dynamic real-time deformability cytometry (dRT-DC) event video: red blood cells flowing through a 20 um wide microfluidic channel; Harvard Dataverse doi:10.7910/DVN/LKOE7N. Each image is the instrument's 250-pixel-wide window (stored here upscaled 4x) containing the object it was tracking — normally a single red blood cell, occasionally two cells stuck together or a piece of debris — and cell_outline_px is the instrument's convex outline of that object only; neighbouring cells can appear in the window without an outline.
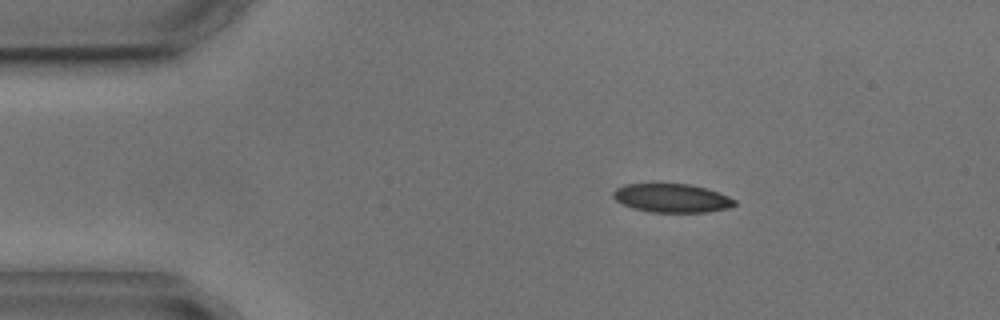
{"species": "common noctule bat (a hibernating species)", "species_latin": "Nyctalus noctula", "temperature_condition": "cold", "stored_images_in_passage": 5, "camera_frame_rate_fps": 3000, "um_per_image_px": 0.085, "animal": {"sex": "male", "body_mass_g": 17.9, "forearm_length_mm": 54.2}, "frame": {"image": 1, "passage_image": 1, "time_ms": 0.0, "image_size_px": [1000, 320], "cell_outline_px": [[736, 204], [728, 208], [708, 212], [652, 212], [632, 208], [616, 200], [612, 196], [612, 192], [616, 188], [624, 184], [688, 184], [704, 188], [728, 196], [736, 200]], "centroid_in_image_um": [57.08, 16.84], "position_along_channel_um": 27.9, "area_um2": 20.11}}
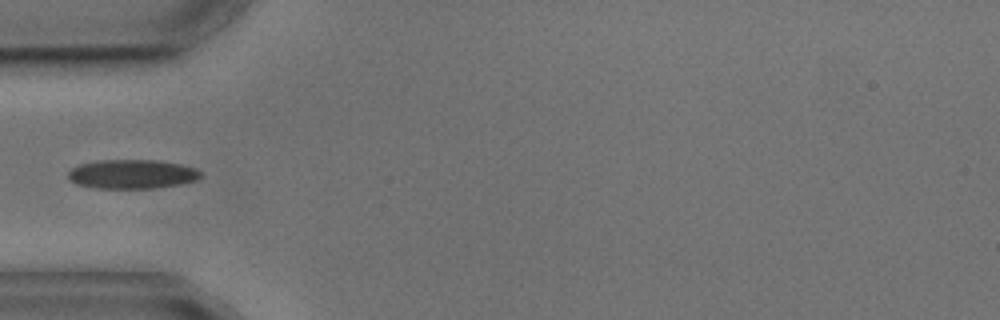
{"frame": {"image": 2, "passage_image": 3, "time_ms": 2.667, "image_size_px": [1000, 320], "cell_outline_px": [[200, 176], [196, 180], [180, 184], [152, 188], [96, 188], [76, 184], [68, 180], [68, 172], [72, 168], [80, 164], [96, 160], [156, 160], [180, 164], [196, 168], [200, 172]], "centroid_in_image_um": [11.18, 14.79], "position_along_channel_um": 73.8, "area_um2": 22.48}}
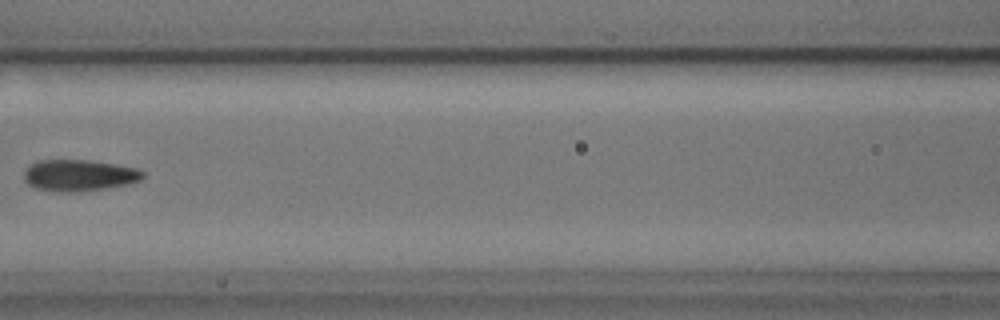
{"frame": {"image": 3, "passage_image": 5, "time_ms": 5.0, "image_size_px": [1000, 320], "cell_outline_px": [[144, 176], [140, 180], [128, 184], [104, 188], [72, 192], [56, 192], [36, 188], [28, 184], [24, 180], [24, 172], [36, 160], [88, 160], [136, 168], [144, 172]], "centroid_in_image_um": [6.7, 14.9], "position_along_channel_um": 159.9, "area_um2": 21.56}}